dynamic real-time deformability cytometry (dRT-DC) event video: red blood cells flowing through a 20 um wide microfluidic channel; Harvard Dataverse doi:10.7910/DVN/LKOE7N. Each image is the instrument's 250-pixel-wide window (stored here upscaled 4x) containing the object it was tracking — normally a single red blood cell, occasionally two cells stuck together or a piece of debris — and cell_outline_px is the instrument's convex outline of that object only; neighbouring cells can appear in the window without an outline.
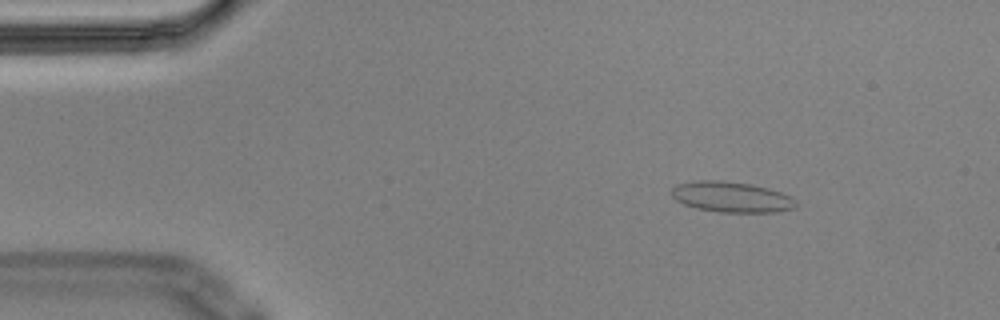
{"species": "Egyptian fruit bat (a non-hibernating species)", "species_latin": "Rousettus aegyptiacus", "temperature_condition": "cold", "stored_images_in_passage": 5, "camera_frame_rate_fps": 3000, "um_per_image_px": 0.085, "animal": {"sex": "male"}, "frame": {"image": 1, "passage_image": 3, "time_ms": 0.667, "image_size_px": [1000, 320], "cell_outline_px": [[796, 208], [776, 212], [720, 212], [696, 208], [684, 204], [676, 200], [672, 196], [672, 188], [676, 184], [696, 180], [720, 180], [752, 184], [768, 188], [792, 196], [796, 200]], "centroid_in_image_um": [62.19, 16.74], "position_along_channel_um": 22.8, "area_um2": 22.31}}